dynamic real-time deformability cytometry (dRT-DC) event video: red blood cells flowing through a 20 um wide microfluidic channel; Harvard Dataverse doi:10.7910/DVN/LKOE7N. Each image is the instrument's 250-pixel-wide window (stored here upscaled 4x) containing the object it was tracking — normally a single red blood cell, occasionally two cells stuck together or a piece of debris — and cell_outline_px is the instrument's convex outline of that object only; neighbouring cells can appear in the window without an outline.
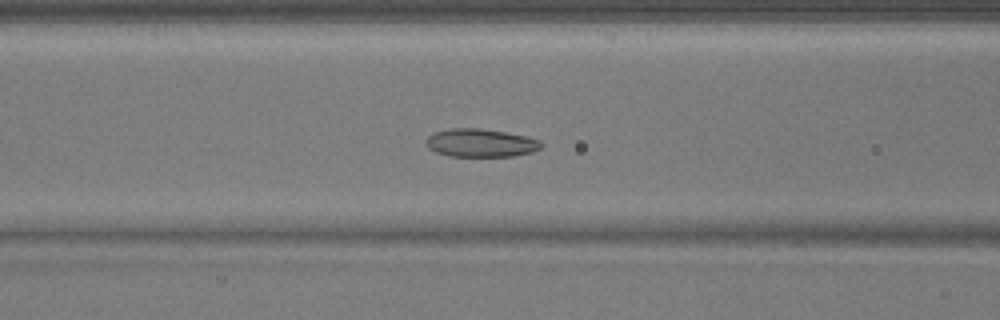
{"species": "common noctule bat (a hibernating species)", "species_latin": "Nyctalus noctula", "temperature_condition": "warm", "stored_images_in_passage": 51, "camera_frame_rate_fps": 3000, "um_per_image_px": 0.085, "animal": {"sex": "male", "body_mass_g": 17.9}, "frame": {"image": 1, "passage_image": 21, "time_ms": 6.667, "image_size_px": [1000, 320], "cell_outline_px": [[544, 144], [540, 148], [532, 152], [512, 156], [452, 156], [436, 152], [428, 148], [424, 144], [424, 140], [432, 132], [452, 128], [480, 128], [504, 132], [524, 136], [540, 140]], "centroid_in_image_um": [40.81, 12.14], "position_along_channel_um": 125.8, "area_um2": 18.96}}
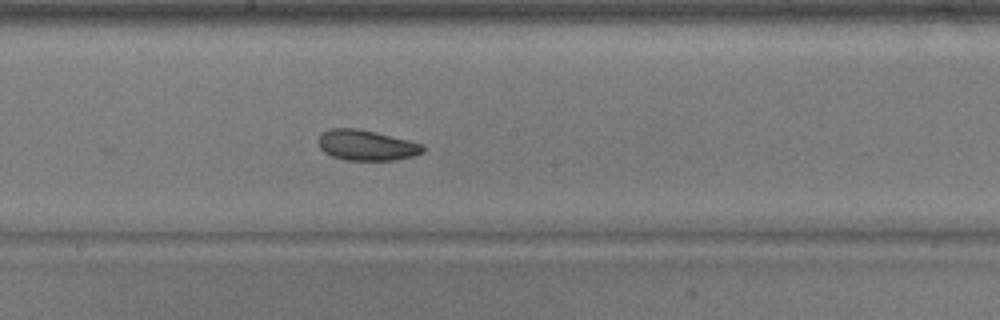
{"frame": {"image": 2, "passage_image": 28, "time_ms": 9.0, "image_size_px": [1000, 320], "cell_outline_px": [[424, 152], [412, 156], [396, 160], [344, 160], [332, 156], [324, 152], [320, 148], [316, 140], [324, 132], [332, 128], [356, 128], [408, 140], [424, 144]], "centroid_in_image_um": [31.14, 12.35], "position_along_channel_um": 217.1, "area_um2": 18.5}}
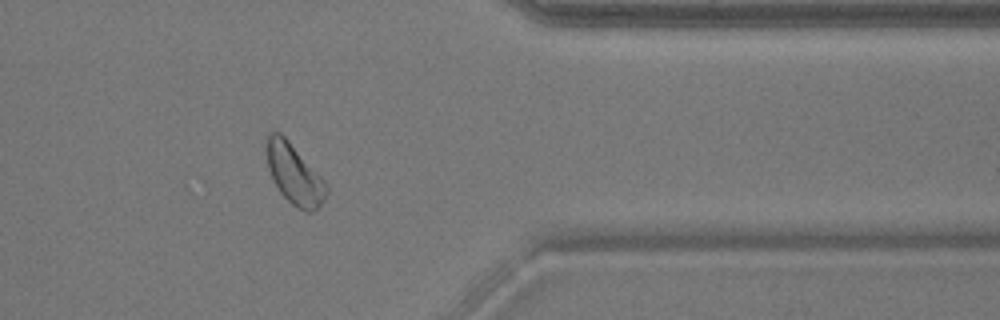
{"frame": {"image": 3, "passage_image": 42, "time_ms": 13.667, "image_size_px": [1000, 320], "cell_outline_px": [[328, 192], [324, 200], [312, 212], [304, 212], [296, 208], [280, 192], [272, 180], [268, 168], [264, 148], [268, 132], [280, 132], [288, 140], [324, 180], [328, 188]], "centroid_in_image_um": [24.97, 14.79], "position_along_channel_um": 386.4, "area_um2": 21.1}}